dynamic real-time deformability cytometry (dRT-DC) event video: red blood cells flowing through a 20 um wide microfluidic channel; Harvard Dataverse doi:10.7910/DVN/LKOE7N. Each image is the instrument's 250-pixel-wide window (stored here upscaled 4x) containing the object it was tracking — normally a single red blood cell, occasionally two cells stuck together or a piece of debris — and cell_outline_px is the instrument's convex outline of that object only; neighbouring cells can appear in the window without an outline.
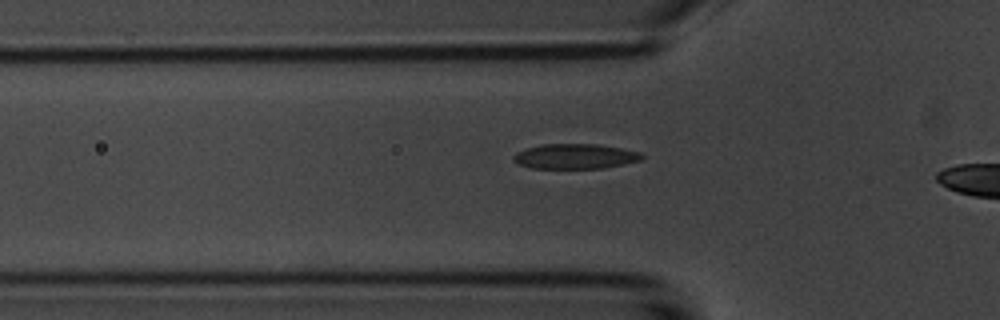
{"species": "common noctule bat (a hibernating species)", "species_latin": "Nyctalus noctula", "temperature_condition": "room temperature", "stored_images_in_passage": 6, "camera_frame_rate_fps": 3000, "um_per_image_px": 0.085, "animal": {"sex": "male", "body_mass_g": 20.1, "forearm_length_mm": 53.5}, "frame": {"image": 1, "passage_image": 4, "time_ms": 1.0, "image_size_px": [1000, 320], "cell_outline_px": [[644, 156], [640, 160], [624, 164], [600, 168], [532, 168], [520, 164], [512, 160], [512, 156], [516, 152], [540, 144], [596, 144], [620, 148], [640, 152]], "centroid_in_image_um": [48.86, 13.28], "position_along_channel_um": 76.9, "area_um2": 18.55}}